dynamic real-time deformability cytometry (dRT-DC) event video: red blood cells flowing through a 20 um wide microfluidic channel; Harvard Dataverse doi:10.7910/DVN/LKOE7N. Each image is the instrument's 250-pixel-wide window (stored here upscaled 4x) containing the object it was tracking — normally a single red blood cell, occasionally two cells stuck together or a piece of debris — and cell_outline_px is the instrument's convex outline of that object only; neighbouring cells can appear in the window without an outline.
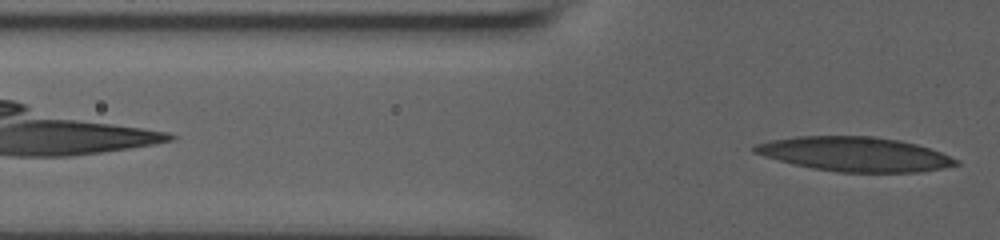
{"species": "human", "species_latin": "Homo sapiens", "temperature_condition": "room temperature", "stored_images_in_passage": 5, "camera_frame_rate_fps": 3000, "um_per_image_px": 0.085, "donor": {"sex": "male"}, "frame": {"image": 1, "passage_image": 5, "time_ms": 2.667, "image_size_px": [1000, 240], "cell_outline_px": [[960, 164], [944, 168], [920, 172], [840, 172], [812, 168], [780, 160], [752, 152], [752, 148], [756, 144], [768, 140], [796, 136], [872, 136], [900, 140], [916, 144], [940, 152], [960, 160]], "centroid_in_image_um": [72.68, 13.1], "position_along_channel_um": 53.1, "area_um2": 40.29}}